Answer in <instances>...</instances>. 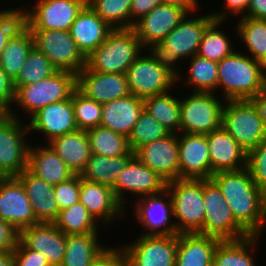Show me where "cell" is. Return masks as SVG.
Instances as JSON below:
<instances>
[{
	"label": "cell",
	"mask_w": 266,
	"mask_h": 266,
	"mask_svg": "<svg viewBox=\"0 0 266 266\" xmlns=\"http://www.w3.org/2000/svg\"><path fill=\"white\" fill-rule=\"evenodd\" d=\"M211 180L225 197L235 220L250 235L261 236L266 227V196L248 169L216 172Z\"/></svg>",
	"instance_id": "obj_1"
},
{
	"label": "cell",
	"mask_w": 266,
	"mask_h": 266,
	"mask_svg": "<svg viewBox=\"0 0 266 266\" xmlns=\"http://www.w3.org/2000/svg\"><path fill=\"white\" fill-rule=\"evenodd\" d=\"M264 71L258 60L237 49L218 62V85L226 100H250L264 90Z\"/></svg>",
	"instance_id": "obj_2"
},
{
	"label": "cell",
	"mask_w": 266,
	"mask_h": 266,
	"mask_svg": "<svg viewBox=\"0 0 266 266\" xmlns=\"http://www.w3.org/2000/svg\"><path fill=\"white\" fill-rule=\"evenodd\" d=\"M144 47L132 28L113 29L88 57L86 66L94 72L126 74Z\"/></svg>",
	"instance_id": "obj_3"
},
{
	"label": "cell",
	"mask_w": 266,
	"mask_h": 266,
	"mask_svg": "<svg viewBox=\"0 0 266 266\" xmlns=\"http://www.w3.org/2000/svg\"><path fill=\"white\" fill-rule=\"evenodd\" d=\"M173 204L177 232L203 235L205 219L203 179H177L166 183ZM177 221V222H176Z\"/></svg>",
	"instance_id": "obj_4"
},
{
	"label": "cell",
	"mask_w": 266,
	"mask_h": 266,
	"mask_svg": "<svg viewBox=\"0 0 266 266\" xmlns=\"http://www.w3.org/2000/svg\"><path fill=\"white\" fill-rule=\"evenodd\" d=\"M76 89L77 75L57 70L38 82L18 87L15 90L13 108L18 106V110L29 115L27 117L29 119L42 107L71 98Z\"/></svg>",
	"instance_id": "obj_5"
},
{
	"label": "cell",
	"mask_w": 266,
	"mask_h": 266,
	"mask_svg": "<svg viewBox=\"0 0 266 266\" xmlns=\"http://www.w3.org/2000/svg\"><path fill=\"white\" fill-rule=\"evenodd\" d=\"M13 111L12 108L0 115V177H17L27 169L31 144L27 140L31 133L27 122L24 124L21 116Z\"/></svg>",
	"instance_id": "obj_6"
},
{
	"label": "cell",
	"mask_w": 266,
	"mask_h": 266,
	"mask_svg": "<svg viewBox=\"0 0 266 266\" xmlns=\"http://www.w3.org/2000/svg\"><path fill=\"white\" fill-rule=\"evenodd\" d=\"M192 92L183 99L180 97L179 133L206 135L219 129L222 123L224 99L217 97L219 94L215 92Z\"/></svg>",
	"instance_id": "obj_7"
},
{
	"label": "cell",
	"mask_w": 266,
	"mask_h": 266,
	"mask_svg": "<svg viewBox=\"0 0 266 266\" xmlns=\"http://www.w3.org/2000/svg\"><path fill=\"white\" fill-rule=\"evenodd\" d=\"M221 127L246 153L266 139V127L250 100H226L222 110Z\"/></svg>",
	"instance_id": "obj_8"
},
{
	"label": "cell",
	"mask_w": 266,
	"mask_h": 266,
	"mask_svg": "<svg viewBox=\"0 0 266 266\" xmlns=\"http://www.w3.org/2000/svg\"><path fill=\"white\" fill-rule=\"evenodd\" d=\"M205 219L203 235L221 241H235L250 234L235 220L218 186L211 179H203Z\"/></svg>",
	"instance_id": "obj_9"
},
{
	"label": "cell",
	"mask_w": 266,
	"mask_h": 266,
	"mask_svg": "<svg viewBox=\"0 0 266 266\" xmlns=\"http://www.w3.org/2000/svg\"><path fill=\"white\" fill-rule=\"evenodd\" d=\"M34 46L42 52L57 70L77 75L87 63L70 31L30 29Z\"/></svg>",
	"instance_id": "obj_10"
},
{
	"label": "cell",
	"mask_w": 266,
	"mask_h": 266,
	"mask_svg": "<svg viewBox=\"0 0 266 266\" xmlns=\"http://www.w3.org/2000/svg\"><path fill=\"white\" fill-rule=\"evenodd\" d=\"M132 201H134L132 203ZM135 220L143 226L142 236L178 235L173 221V204L170 193L165 188L157 194L131 200ZM172 219V220H171ZM147 232H146V231Z\"/></svg>",
	"instance_id": "obj_11"
},
{
	"label": "cell",
	"mask_w": 266,
	"mask_h": 266,
	"mask_svg": "<svg viewBox=\"0 0 266 266\" xmlns=\"http://www.w3.org/2000/svg\"><path fill=\"white\" fill-rule=\"evenodd\" d=\"M144 54L143 50L126 72L130 94L144 99L176 89V77Z\"/></svg>",
	"instance_id": "obj_12"
},
{
	"label": "cell",
	"mask_w": 266,
	"mask_h": 266,
	"mask_svg": "<svg viewBox=\"0 0 266 266\" xmlns=\"http://www.w3.org/2000/svg\"><path fill=\"white\" fill-rule=\"evenodd\" d=\"M24 13V24L29 29L70 31L78 13L87 0H34ZM32 8H30V7Z\"/></svg>",
	"instance_id": "obj_13"
},
{
	"label": "cell",
	"mask_w": 266,
	"mask_h": 266,
	"mask_svg": "<svg viewBox=\"0 0 266 266\" xmlns=\"http://www.w3.org/2000/svg\"><path fill=\"white\" fill-rule=\"evenodd\" d=\"M121 246L127 255V266H175L178 235H139Z\"/></svg>",
	"instance_id": "obj_14"
},
{
	"label": "cell",
	"mask_w": 266,
	"mask_h": 266,
	"mask_svg": "<svg viewBox=\"0 0 266 266\" xmlns=\"http://www.w3.org/2000/svg\"><path fill=\"white\" fill-rule=\"evenodd\" d=\"M165 188L166 182L134 156L118 176L112 191L118 202L127 209V203L131 204L126 194L136 195L134 197L137 199L160 193Z\"/></svg>",
	"instance_id": "obj_15"
},
{
	"label": "cell",
	"mask_w": 266,
	"mask_h": 266,
	"mask_svg": "<svg viewBox=\"0 0 266 266\" xmlns=\"http://www.w3.org/2000/svg\"><path fill=\"white\" fill-rule=\"evenodd\" d=\"M0 219L11 224L18 232L39 223L17 177H0Z\"/></svg>",
	"instance_id": "obj_16"
},
{
	"label": "cell",
	"mask_w": 266,
	"mask_h": 266,
	"mask_svg": "<svg viewBox=\"0 0 266 266\" xmlns=\"http://www.w3.org/2000/svg\"><path fill=\"white\" fill-rule=\"evenodd\" d=\"M27 124L29 132H39L45 137L46 144L56 137L78 130L72 96L42 107Z\"/></svg>",
	"instance_id": "obj_17"
},
{
	"label": "cell",
	"mask_w": 266,
	"mask_h": 266,
	"mask_svg": "<svg viewBox=\"0 0 266 266\" xmlns=\"http://www.w3.org/2000/svg\"><path fill=\"white\" fill-rule=\"evenodd\" d=\"M178 134L141 146L135 157L156 172L166 183L179 179Z\"/></svg>",
	"instance_id": "obj_18"
},
{
	"label": "cell",
	"mask_w": 266,
	"mask_h": 266,
	"mask_svg": "<svg viewBox=\"0 0 266 266\" xmlns=\"http://www.w3.org/2000/svg\"><path fill=\"white\" fill-rule=\"evenodd\" d=\"M179 179H211L209 147L204 134H178Z\"/></svg>",
	"instance_id": "obj_19"
},
{
	"label": "cell",
	"mask_w": 266,
	"mask_h": 266,
	"mask_svg": "<svg viewBox=\"0 0 266 266\" xmlns=\"http://www.w3.org/2000/svg\"><path fill=\"white\" fill-rule=\"evenodd\" d=\"M187 13L182 7L161 3L136 21L132 29L145 47L162 41Z\"/></svg>",
	"instance_id": "obj_20"
},
{
	"label": "cell",
	"mask_w": 266,
	"mask_h": 266,
	"mask_svg": "<svg viewBox=\"0 0 266 266\" xmlns=\"http://www.w3.org/2000/svg\"><path fill=\"white\" fill-rule=\"evenodd\" d=\"M77 89L100 104L130 94L126 74L94 72L87 66L77 74Z\"/></svg>",
	"instance_id": "obj_21"
},
{
	"label": "cell",
	"mask_w": 266,
	"mask_h": 266,
	"mask_svg": "<svg viewBox=\"0 0 266 266\" xmlns=\"http://www.w3.org/2000/svg\"><path fill=\"white\" fill-rule=\"evenodd\" d=\"M79 201L98 223L107 227L128 212L116 199L112 188L80 177ZM120 217V218H119ZM113 221V223H112Z\"/></svg>",
	"instance_id": "obj_22"
},
{
	"label": "cell",
	"mask_w": 266,
	"mask_h": 266,
	"mask_svg": "<svg viewBox=\"0 0 266 266\" xmlns=\"http://www.w3.org/2000/svg\"><path fill=\"white\" fill-rule=\"evenodd\" d=\"M187 13L180 23L161 41L181 60L190 59L197 54L206 27L214 20L210 12L204 14ZM192 17V18H191Z\"/></svg>",
	"instance_id": "obj_23"
},
{
	"label": "cell",
	"mask_w": 266,
	"mask_h": 266,
	"mask_svg": "<svg viewBox=\"0 0 266 266\" xmlns=\"http://www.w3.org/2000/svg\"><path fill=\"white\" fill-rule=\"evenodd\" d=\"M19 239L29 248L42 253L51 265L63 262L66 235L54 223H37L19 232Z\"/></svg>",
	"instance_id": "obj_24"
},
{
	"label": "cell",
	"mask_w": 266,
	"mask_h": 266,
	"mask_svg": "<svg viewBox=\"0 0 266 266\" xmlns=\"http://www.w3.org/2000/svg\"><path fill=\"white\" fill-rule=\"evenodd\" d=\"M211 160V176L220 171H238L247 167V153L223 128L206 134Z\"/></svg>",
	"instance_id": "obj_25"
},
{
	"label": "cell",
	"mask_w": 266,
	"mask_h": 266,
	"mask_svg": "<svg viewBox=\"0 0 266 266\" xmlns=\"http://www.w3.org/2000/svg\"><path fill=\"white\" fill-rule=\"evenodd\" d=\"M113 30L86 4L71 25L70 34L79 50L87 58Z\"/></svg>",
	"instance_id": "obj_26"
},
{
	"label": "cell",
	"mask_w": 266,
	"mask_h": 266,
	"mask_svg": "<svg viewBox=\"0 0 266 266\" xmlns=\"http://www.w3.org/2000/svg\"><path fill=\"white\" fill-rule=\"evenodd\" d=\"M17 178L26 191L36 220L39 223H53L60 212L55 199L54 186L38 178L27 169Z\"/></svg>",
	"instance_id": "obj_27"
},
{
	"label": "cell",
	"mask_w": 266,
	"mask_h": 266,
	"mask_svg": "<svg viewBox=\"0 0 266 266\" xmlns=\"http://www.w3.org/2000/svg\"><path fill=\"white\" fill-rule=\"evenodd\" d=\"M143 109V99L132 94L114 99L102 104L100 125L128 138Z\"/></svg>",
	"instance_id": "obj_28"
},
{
	"label": "cell",
	"mask_w": 266,
	"mask_h": 266,
	"mask_svg": "<svg viewBox=\"0 0 266 266\" xmlns=\"http://www.w3.org/2000/svg\"><path fill=\"white\" fill-rule=\"evenodd\" d=\"M28 150L27 170L53 186L67 181L75 174L50 148L40 144H30Z\"/></svg>",
	"instance_id": "obj_29"
},
{
	"label": "cell",
	"mask_w": 266,
	"mask_h": 266,
	"mask_svg": "<svg viewBox=\"0 0 266 266\" xmlns=\"http://www.w3.org/2000/svg\"><path fill=\"white\" fill-rule=\"evenodd\" d=\"M221 240L199 233L178 234L175 266H213Z\"/></svg>",
	"instance_id": "obj_30"
},
{
	"label": "cell",
	"mask_w": 266,
	"mask_h": 266,
	"mask_svg": "<svg viewBox=\"0 0 266 266\" xmlns=\"http://www.w3.org/2000/svg\"><path fill=\"white\" fill-rule=\"evenodd\" d=\"M74 174H80L91 155L89 138L86 130L56 137L47 143Z\"/></svg>",
	"instance_id": "obj_31"
},
{
	"label": "cell",
	"mask_w": 266,
	"mask_h": 266,
	"mask_svg": "<svg viewBox=\"0 0 266 266\" xmlns=\"http://www.w3.org/2000/svg\"><path fill=\"white\" fill-rule=\"evenodd\" d=\"M33 47L32 32L23 23L9 38L0 55V67L13 82L19 76L21 68Z\"/></svg>",
	"instance_id": "obj_32"
},
{
	"label": "cell",
	"mask_w": 266,
	"mask_h": 266,
	"mask_svg": "<svg viewBox=\"0 0 266 266\" xmlns=\"http://www.w3.org/2000/svg\"><path fill=\"white\" fill-rule=\"evenodd\" d=\"M260 238L250 235L240 240L221 241L214 253L213 266H256L252 254L257 251Z\"/></svg>",
	"instance_id": "obj_33"
},
{
	"label": "cell",
	"mask_w": 266,
	"mask_h": 266,
	"mask_svg": "<svg viewBox=\"0 0 266 266\" xmlns=\"http://www.w3.org/2000/svg\"><path fill=\"white\" fill-rule=\"evenodd\" d=\"M98 236L101 235L99 233L66 235V248L61 266H91L106 247L100 243Z\"/></svg>",
	"instance_id": "obj_34"
},
{
	"label": "cell",
	"mask_w": 266,
	"mask_h": 266,
	"mask_svg": "<svg viewBox=\"0 0 266 266\" xmlns=\"http://www.w3.org/2000/svg\"><path fill=\"white\" fill-rule=\"evenodd\" d=\"M135 155H120L107 158L103 155L91 153L82 172V179L96 182L112 188L125 166Z\"/></svg>",
	"instance_id": "obj_35"
},
{
	"label": "cell",
	"mask_w": 266,
	"mask_h": 266,
	"mask_svg": "<svg viewBox=\"0 0 266 266\" xmlns=\"http://www.w3.org/2000/svg\"><path fill=\"white\" fill-rule=\"evenodd\" d=\"M143 99L144 110L161 123L170 133L179 134L180 131V97L176 98L174 92Z\"/></svg>",
	"instance_id": "obj_36"
},
{
	"label": "cell",
	"mask_w": 266,
	"mask_h": 266,
	"mask_svg": "<svg viewBox=\"0 0 266 266\" xmlns=\"http://www.w3.org/2000/svg\"><path fill=\"white\" fill-rule=\"evenodd\" d=\"M91 153L114 158L120 155H135L128 144V138L109 128L97 126L87 130Z\"/></svg>",
	"instance_id": "obj_37"
},
{
	"label": "cell",
	"mask_w": 266,
	"mask_h": 266,
	"mask_svg": "<svg viewBox=\"0 0 266 266\" xmlns=\"http://www.w3.org/2000/svg\"><path fill=\"white\" fill-rule=\"evenodd\" d=\"M189 66L186 68L187 76H185L182 83L188 84L193 91L202 92H217L218 85V63L207 58L195 55L190 59Z\"/></svg>",
	"instance_id": "obj_38"
},
{
	"label": "cell",
	"mask_w": 266,
	"mask_h": 266,
	"mask_svg": "<svg viewBox=\"0 0 266 266\" xmlns=\"http://www.w3.org/2000/svg\"><path fill=\"white\" fill-rule=\"evenodd\" d=\"M223 21L213 20L204 30L197 55L214 62H219L223 58L231 55L235 50L231 38L223 29Z\"/></svg>",
	"instance_id": "obj_39"
},
{
	"label": "cell",
	"mask_w": 266,
	"mask_h": 266,
	"mask_svg": "<svg viewBox=\"0 0 266 266\" xmlns=\"http://www.w3.org/2000/svg\"><path fill=\"white\" fill-rule=\"evenodd\" d=\"M53 223L65 235L99 233L101 227L80 201L61 210Z\"/></svg>",
	"instance_id": "obj_40"
},
{
	"label": "cell",
	"mask_w": 266,
	"mask_h": 266,
	"mask_svg": "<svg viewBox=\"0 0 266 266\" xmlns=\"http://www.w3.org/2000/svg\"><path fill=\"white\" fill-rule=\"evenodd\" d=\"M237 21L236 36L249 52L245 54L260 61L266 54V20L242 17Z\"/></svg>",
	"instance_id": "obj_41"
},
{
	"label": "cell",
	"mask_w": 266,
	"mask_h": 266,
	"mask_svg": "<svg viewBox=\"0 0 266 266\" xmlns=\"http://www.w3.org/2000/svg\"><path fill=\"white\" fill-rule=\"evenodd\" d=\"M132 0H87V4L111 28H130Z\"/></svg>",
	"instance_id": "obj_42"
},
{
	"label": "cell",
	"mask_w": 266,
	"mask_h": 266,
	"mask_svg": "<svg viewBox=\"0 0 266 266\" xmlns=\"http://www.w3.org/2000/svg\"><path fill=\"white\" fill-rule=\"evenodd\" d=\"M169 134L170 132L155 117L143 109L128 137V144L130 149L136 152L141 146L161 139Z\"/></svg>",
	"instance_id": "obj_43"
},
{
	"label": "cell",
	"mask_w": 266,
	"mask_h": 266,
	"mask_svg": "<svg viewBox=\"0 0 266 266\" xmlns=\"http://www.w3.org/2000/svg\"><path fill=\"white\" fill-rule=\"evenodd\" d=\"M56 71L50 60L34 46L14 81V88L38 82Z\"/></svg>",
	"instance_id": "obj_44"
},
{
	"label": "cell",
	"mask_w": 266,
	"mask_h": 266,
	"mask_svg": "<svg viewBox=\"0 0 266 266\" xmlns=\"http://www.w3.org/2000/svg\"><path fill=\"white\" fill-rule=\"evenodd\" d=\"M72 104L78 129L88 130L100 126L102 104L87 98L78 89L72 94Z\"/></svg>",
	"instance_id": "obj_45"
},
{
	"label": "cell",
	"mask_w": 266,
	"mask_h": 266,
	"mask_svg": "<svg viewBox=\"0 0 266 266\" xmlns=\"http://www.w3.org/2000/svg\"><path fill=\"white\" fill-rule=\"evenodd\" d=\"M144 50H147V53L155 62L159 65L165 67L170 73H172L176 77V84H181L183 76L180 72L181 67H177L180 64L178 61H182L177 54H175L172 50L166 47L161 41L158 43H150L144 47ZM181 80V81H180ZM179 81V82H178Z\"/></svg>",
	"instance_id": "obj_46"
},
{
	"label": "cell",
	"mask_w": 266,
	"mask_h": 266,
	"mask_svg": "<svg viewBox=\"0 0 266 266\" xmlns=\"http://www.w3.org/2000/svg\"><path fill=\"white\" fill-rule=\"evenodd\" d=\"M252 180L266 196V139L247 153V167Z\"/></svg>",
	"instance_id": "obj_47"
},
{
	"label": "cell",
	"mask_w": 266,
	"mask_h": 266,
	"mask_svg": "<svg viewBox=\"0 0 266 266\" xmlns=\"http://www.w3.org/2000/svg\"><path fill=\"white\" fill-rule=\"evenodd\" d=\"M0 9V55L13 33L24 23V11L20 8Z\"/></svg>",
	"instance_id": "obj_48"
},
{
	"label": "cell",
	"mask_w": 266,
	"mask_h": 266,
	"mask_svg": "<svg viewBox=\"0 0 266 266\" xmlns=\"http://www.w3.org/2000/svg\"><path fill=\"white\" fill-rule=\"evenodd\" d=\"M80 175L75 174L67 181L54 186L55 199L59 211L71 207L79 201Z\"/></svg>",
	"instance_id": "obj_49"
},
{
	"label": "cell",
	"mask_w": 266,
	"mask_h": 266,
	"mask_svg": "<svg viewBox=\"0 0 266 266\" xmlns=\"http://www.w3.org/2000/svg\"><path fill=\"white\" fill-rule=\"evenodd\" d=\"M14 266H50L47 258L40 252L29 249L20 239L13 249Z\"/></svg>",
	"instance_id": "obj_50"
},
{
	"label": "cell",
	"mask_w": 266,
	"mask_h": 266,
	"mask_svg": "<svg viewBox=\"0 0 266 266\" xmlns=\"http://www.w3.org/2000/svg\"><path fill=\"white\" fill-rule=\"evenodd\" d=\"M91 266H127V255L122 246L105 247Z\"/></svg>",
	"instance_id": "obj_51"
},
{
	"label": "cell",
	"mask_w": 266,
	"mask_h": 266,
	"mask_svg": "<svg viewBox=\"0 0 266 266\" xmlns=\"http://www.w3.org/2000/svg\"><path fill=\"white\" fill-rule=\"evenodd\" d=\"M250 0H224L222 7L225 10H217L216 12H210L214 20H219L227 23V18L230 19V16L245 17ZM229 15V16H228Z\"/></svg>",
	"instance_id": "obj_52"
},
{
	"label": "cell",
	"mask_w": 266,
	"mask_h": 266,
	"mask_svg": "<svg viewBox=\"0 0 266 266\" xmlns=\"http://www.w3.org/2000/svg\"><path fill=\"white\" fill-rule=\"evenodd\" d=\"M14 100H15L14 82L7 76L4 70L0 67V110L3 113H8L13 107Z\"/></svg>",
	"instance_id": "obj_53"
},
{
	"label": "cell",
	"mask_w": 266,
	"mask_h": 266,
	"mask_svg": "<svg viewBox=\"0 0 266 266\" xmlns=\"http://www.w3.org/2000/svg\"><path fill=\"white\" fill-rule=\"evenodd\" d=\"M19 240V232L9 223L0 219V253L12 252Z\"/></svg>",
	"instance_id": "obj_54"
},
{
	"label": "cell",
	"mask_w": 266,
	"mask_h": 266,
	"mask_svg": "<svg viewBox=\"0 0 266 266\" xmlns=\"http://www.w3.org/2000/svg\"><path fill=\"white\" fill-rule=\"evenodd\" d=\"M159 4H161V0H132L130 8V28L133 27L136 21Z\"/></svg>",
	"instance_id": "obj_55"
},
{
	"label": "cell",
	"mask_w": 266,
	"mask_h": 266,
	"mask_svg": "<svg viewBox=\"0 0 266 266\" xmlns=\"http://www.w3.org/2000/svg\"><path fill=\"white\" fill-rule=\"evenodd\" d=\"M245 17L266 20V0H250Z\"/></svg>",
	"instance_id": "obj_56"
},
{
	"label": "cell",
	"mask_w": 266,
	"mask_h": 266,
	"mask_svg": "<svg viewBox=\"0 0 266 266\" xmlns=\"http://www.w3.org/2000/svg\"><path fill=\"white\" fill-rule=\"evenodd\" d=\"M161 3L182 7L188 13L196 12L200 8L198 0H161Z\"/></svg>",
	"instance_id": "obj_57"
},
{
	"label": "cell",
	"mask_w": 266,
	"mask_h": 266,
	"mask_svg": "<svg viewBox=\"0 0 266 266\" xmlns=\"http://www.w3.org/2000/svg\"><path fill=\"white\" fill-rule=\"evenodd\" d=\"M250 101L256 107L259 117L262 119V122L266 127V92L263 90L255 97L251 98Z\"/></svg>",
	"instance_id": "obj_58"
},
{
	"label": "cell",
	"mask_w": 266,
	"mask_h": 266,
	"mask_svg": "<svg viewBox=\"0 0 266 266\" xmlns=\"http://www.w3.org/2000/svg\"><path fill=\"white\" fill-rule=\"evenodd\" d=\"M0 266H14L11 252L0 253Z\"/></svg>",
	"instance_id": "obj_59"
},
{
	"label": "cell",
	"mask_w": 266,
	"mask_h": 266,
	"mask_svg": "<svg viewBox=\"0 0 266 266\" xmlns=\"http://www.w3.org/2000/svg\"><path fill=\"white\" fill-rule=\"evenodd\" d=\"M261 68L264 72H266V54L263 56V58L259 61Z\"/></svg>",
	"instance_id": "obj_60"
},
{
	"label": "cell",
	"mask_w": 266,
	"mask_h": 266,
	"mask_svg": "<svg viewBox=\"0 0 266 266\" xmlns=\"http://www.w3.org/2000/svg\"><path fill=\"white\" fill-rule=\"evenodd\" d=\"M264 91L266 92V72L264 73Z\"/></svg>",
	"instance_id": "obj_61"
}]
</instances>
